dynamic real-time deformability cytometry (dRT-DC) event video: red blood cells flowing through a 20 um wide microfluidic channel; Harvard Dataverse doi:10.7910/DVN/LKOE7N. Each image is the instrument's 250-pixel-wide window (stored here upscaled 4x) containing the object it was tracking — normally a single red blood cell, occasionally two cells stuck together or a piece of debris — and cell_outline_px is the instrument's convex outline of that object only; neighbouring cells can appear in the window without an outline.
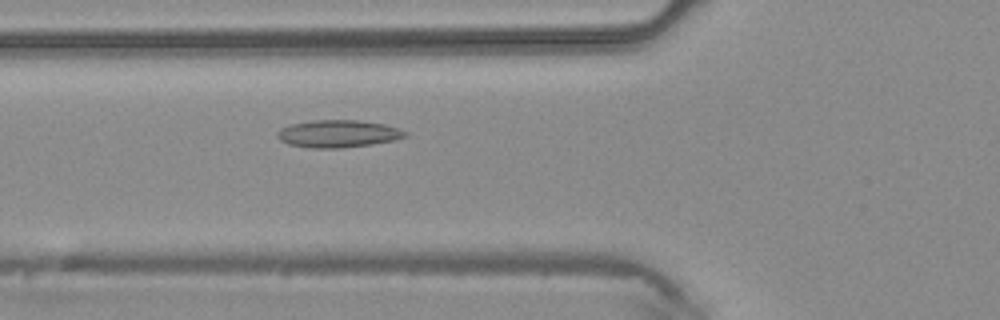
{"species": "common noctule bat (a hibernating species)", "species_latin": "Nyctalus noctula", "temperature_condition": "warm", "stored_images_in_passage": 43, "camera_frame_rate_fps": 3000, "um_per_image_px": 0.085, "animal": {"sex": "male", "body_mass_g": 20.4}, "frame": {"image": 1, "passage_image": 14, "time_ms": 4.333, "image_size_px": [1000, 320], "cell_outline_px": [[408, 136], [396, 140], [372, 144], [340, 148], [308, 148], [288, 144], [280, 140], [276, 136], [276, 132], [280, 128], [292, 124], [312, 120], [360, 120], [384, 124], [408, 132]], "centroid_in_image_um": [28.73, 11.37], "position_along_channel_um": 97.1, "area_um2": 20.58}}
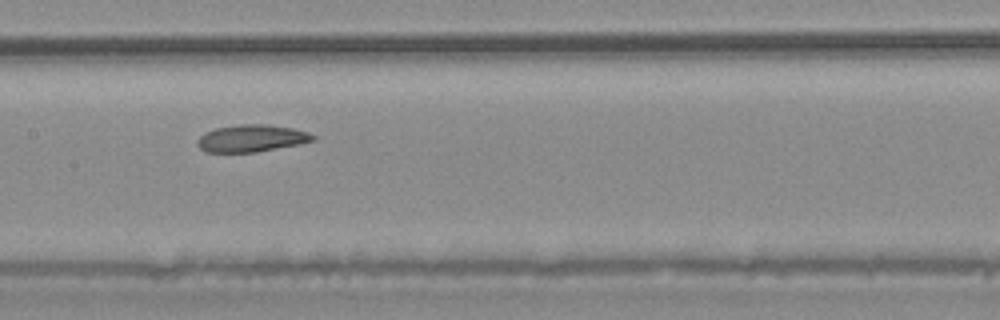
{"frame": {"image": 2, "passage_image": 20, "time_ms": 6.333, "image_size_px": [1000, 320], "cell_outline_px": [[316, 140], [300, 144], [256, 152], [208, 152], [200, 148], [196, 144], [196, 140], [204, 132], [216, 128], [240, 124], [268, 124], [292, 128], [308, 132], [316, 136]], "centroid_in_image_um": [21.39, 11.75], "position_along_channel_um": 186.0, "area_um2": 18.38}}
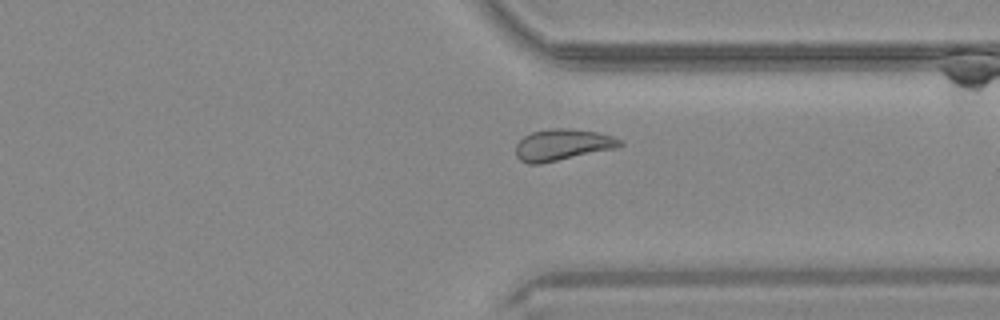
{"frame": {"image": 3, "passage_image": 32, "time_ms": 10.333, "image_size_px": [1000, 320], "cell_outline_px": [[624, 144], [620, 148], [540, 164], [528, 164], [520, 160], [516, 156], [516, 144], [524, 136], [532, 132], [552, 128], [564, 128], [596, 132], [612, 136], [620, 140]], "centroid_in_image_um": [47.83, 12.32], "position_along_channel_um": 363.6, "area_um2": 19.19}}